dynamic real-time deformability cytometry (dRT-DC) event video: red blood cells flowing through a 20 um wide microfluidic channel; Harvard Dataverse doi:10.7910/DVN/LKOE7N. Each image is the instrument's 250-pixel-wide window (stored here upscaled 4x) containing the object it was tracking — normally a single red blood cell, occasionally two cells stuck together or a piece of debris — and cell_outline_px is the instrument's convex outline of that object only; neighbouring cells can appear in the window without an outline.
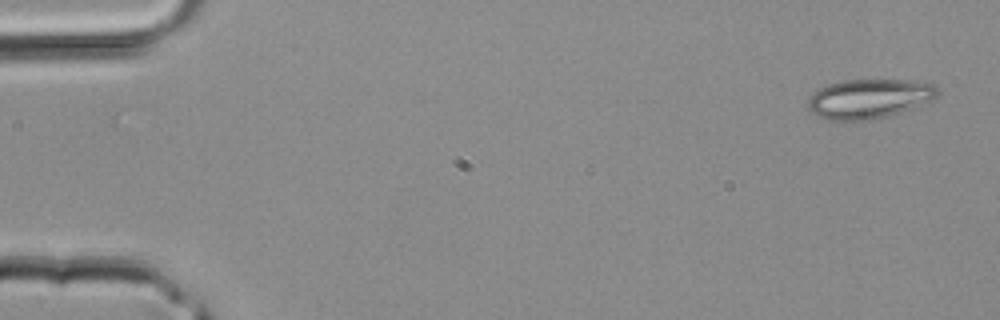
{"species": "common noctule bat (a hibernating species)", "species_latin": "Nyctalus noctula", "temperature_condition": "room temperature", "stored_images_in_passage": 38, "camera_frame_rate_fps": 3000, "um_per_image_px": 0.085, "animal": {"sex": "male", "body_mass_g": 20.4}, "frame": {"image": 1, "passage_image": 1, "time_ms": 0.0, "image_size_px": [1000, 320], "cell_outline_px": [[940, 92], [932, 100], [912, 108], [888, 116], [868, 120], [828, 120], [812, 112], [808, 108], [808, 100], [820, 88], [828, 84], [844, 80], [908, 80], [936, 84]], "centroid_in_image_um": [73.91, 8.38], "position_along_channel_um": 11.1, "area_um2": 29.59}}
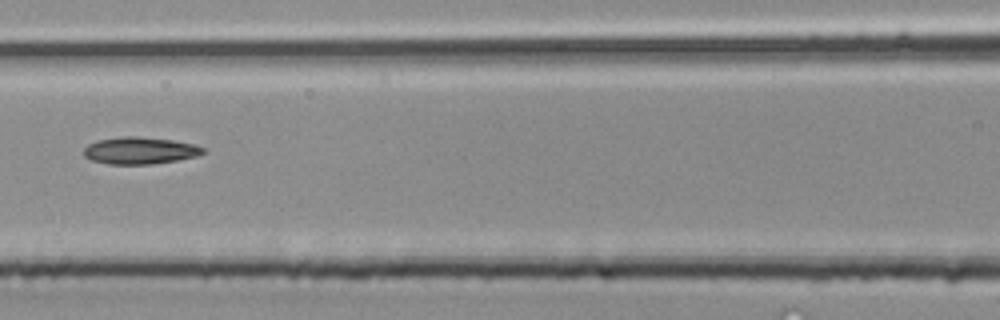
{"frame": {"image": 2, "passage_image": 17, "time_ms": 5.333, "image_size_px": [1000, 320], "cell_outline_px": [[208, 152], [196, 156], [176, 160], [152, 164], [108, 164], [92, 160], [84, 156], [84, 148], [88, 144], [96, 140], [124, 136], [136, 136], [172, 140], [196, 144], [208, 148]], "centroid_in_image_um": [11.94, 12.79], "position_along_channel_um": 154.7, "area_um2": 18.96}}
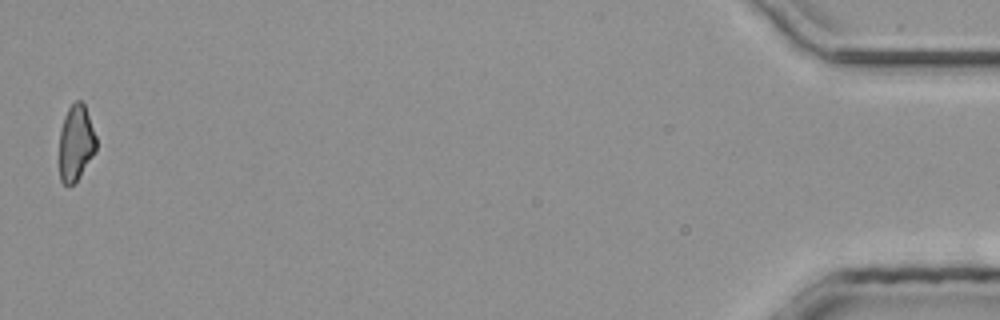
{"frame": {"image": 3, "passage_image": 38, "time_ms": 12.333, "image_size_px": [1000, 320], "cell_outline_px": [[96, 152], [76, 184], [68, 188], [60, 180], [60, 132], [64, 116], [68, 108], [76, 100], [80, 100], [84, 104], [96, 136]], "centroid_in_image_um": [6.46, 12.22], "position_along_channel_um": 428.7, "area_um2": 16.59}}